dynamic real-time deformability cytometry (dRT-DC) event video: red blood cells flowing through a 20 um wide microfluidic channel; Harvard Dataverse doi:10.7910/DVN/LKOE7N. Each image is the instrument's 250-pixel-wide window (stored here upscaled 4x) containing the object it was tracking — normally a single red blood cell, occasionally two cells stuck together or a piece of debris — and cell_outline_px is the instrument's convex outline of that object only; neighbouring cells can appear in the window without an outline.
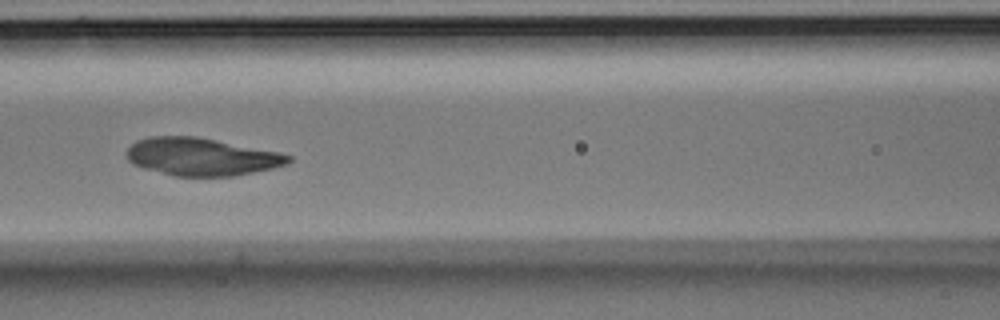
{"species": "Egyptian fruit bat (a non-hibernating species)", "species_latin": "Rousettus aegyptiacus", "temperature_condition": "room temperature", "stored_images_in_passage": 12, "camera_frame_rate_fps": 3000, "um_per_image_px": 0.085, "animal": {"sex": "male"}, "frame": {"image": 1, "passage_image": 4, "time_ms": 1.0, "image_size_px": [1000, 320], "cell_outline_px": [[292, 160], [288, 164], [272, 168], [232, 176], [172, 176], [144, 168], [132, 164], [128, 160], [128, 148], [136, 140], [148, 136], [196, 136], [280, 152], [292, 156]], "centroid_in_image_um": [17.12, 13.32], "position_along_channel_um": 149.5, "area_um2": 35.55}}
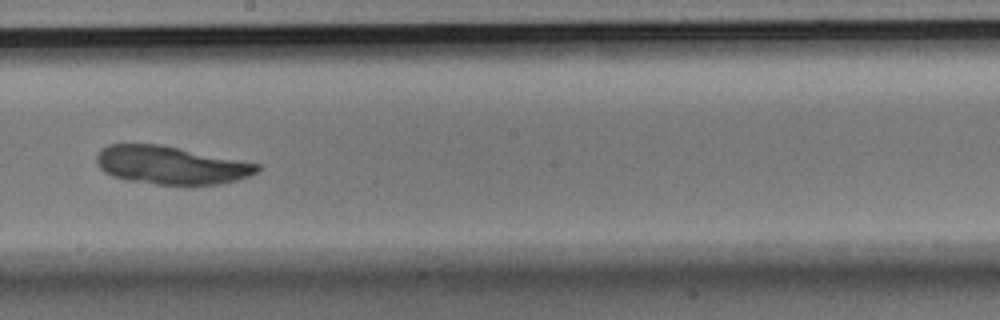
{"frame": {"image": 2, "passage_image": 6, "time_ms": 1.667, "image_size_px": [1000, 320], "cell_outline_px": [[260, 168], [256, 172], [248, 176], [236, 180], [220, 184], [188, 188], [156, 184], [128, 180], [112, 176], [104, 172], [100, 168], [96, 160], [96, 156], [100, 148], [108, 144], [160, 144], [260, 164]], "centroid_in_image_um": [14.52, 14.07], "position_along_channel_um": 233.7, "area_um2": 36.36}}
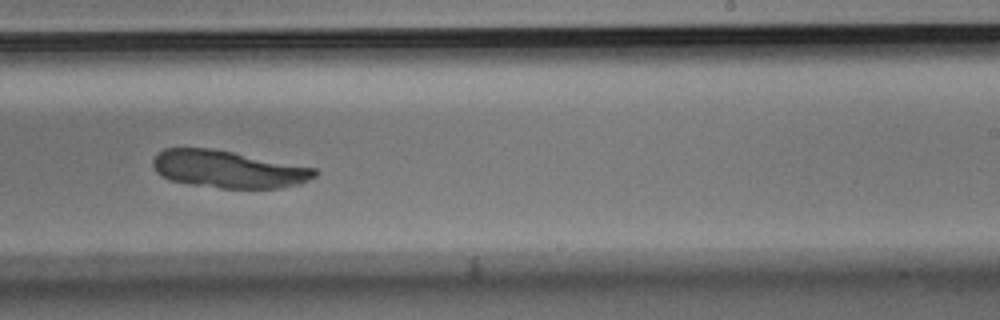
{"frame": {"image": 3, "passage_image": 7, "time_ms": 2.0, "image_size_px": [1000, 320], "cell_outline_px": [[320, 172], [316, 176], [300, 184], [280, 188], [220, 188], [192, 184], [168, 180], [156, 172], [152, 168], [152, 160], [164, 148], [208, 148], [232, 152], [316, 168]], "centroid_in_image_um": [19.4, 14.39], "position_along_channel_um": 269.6, "area_um2": 35.14}}